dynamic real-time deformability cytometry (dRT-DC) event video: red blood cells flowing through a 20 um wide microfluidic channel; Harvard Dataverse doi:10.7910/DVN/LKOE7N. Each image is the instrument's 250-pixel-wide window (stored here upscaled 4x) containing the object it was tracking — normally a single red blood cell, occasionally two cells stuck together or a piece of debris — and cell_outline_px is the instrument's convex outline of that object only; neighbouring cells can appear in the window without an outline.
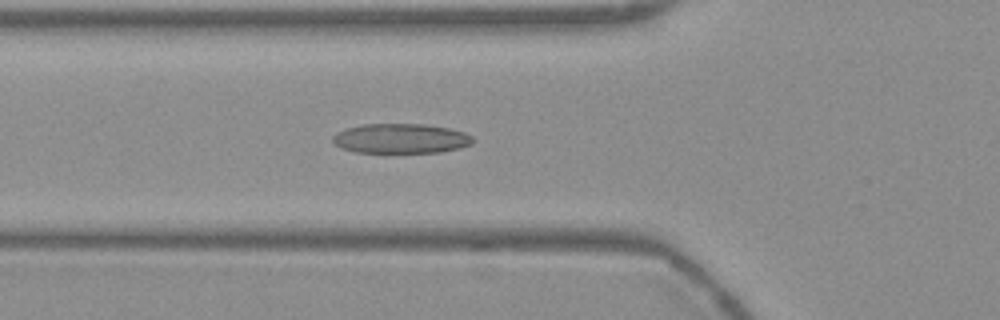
{"species": "Egyptian fruit bat (a non-hibernating species)", "species_latin": "Rousettus aegyptiacus", "temperature_condition": "warm", "stored_images_in_passage": 54, "camera_frame_rate_fps": 3000, "um_per_image_px": 0.085, "frame": {"image": 1, "passage_image": 19, "time_ms": 6.0, "image_size_px": [1000, 320], "cell_outline_px": [[476, 140], [472, 144], [460, 148], [440, 152], [356, 152], [340, 148], [332, 140], [332, 136], [336, 132], [344, 128], [364, 124], [424, 124], [448, 128], [464, 132], [472, 136]], "centroid_in_image_um": [34.07, 11.77], "position_along_channel_um": 91.7, "area_um2": 24.39}}
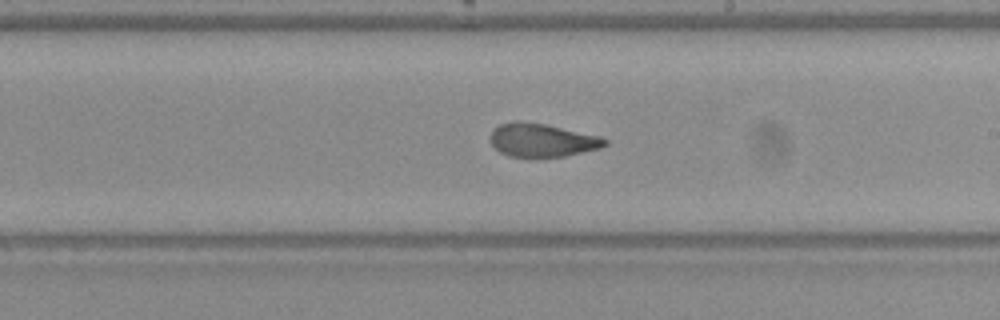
{"frame": {"image": 2, "passage_image": 31, "time_ms": 10.0, "image_size_px": [1000, 320], "cell_outline_px": [[608, 144], [600, 148], [564, 156], [508, 156], [500, 152], [492, 144], [488, 136], [492, 128], [500, 124], [516, 120], [520, 120], [544, 124], [600, 136], [608, 140]], "centroid_in_image_um": [46.03, 11.89], "position_along_channel_um": 243.0, "area_um2": 22.2}}
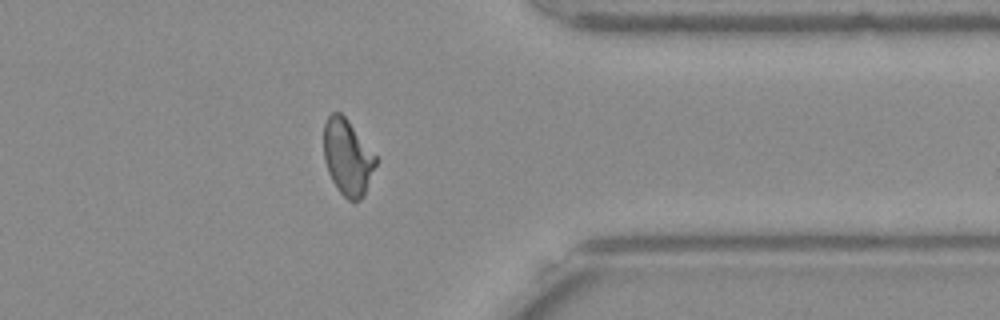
{"frame": {"image": 3, "passage_image": 43, "time_ms": 14.0, "image_size_px": [1000, 320], "cell_outline_px": [[376, 164], [364, 196], [360, 200], [348, 200], [336, 188], [328, 172], [324, 160], [324, 124], [328, 116], [332, 112], [340, 112], [348, 120], [376, 156]], "centroid_in_image_um": [29.53, 13.37], "position_along_channel_um": 381.9, "area_um2": 22.83}, "authors_computed_cell_mechanics": {"area_um2": 23.3512, "velocity_mm_per_s": 3.7579, "shape_relaxation_time_tau1_ms": null, "shape_relaxation_time_tau2_ms": 1.3742, "deformation_change_tau1": null, "deformation_change_tau2": 0.0828}}